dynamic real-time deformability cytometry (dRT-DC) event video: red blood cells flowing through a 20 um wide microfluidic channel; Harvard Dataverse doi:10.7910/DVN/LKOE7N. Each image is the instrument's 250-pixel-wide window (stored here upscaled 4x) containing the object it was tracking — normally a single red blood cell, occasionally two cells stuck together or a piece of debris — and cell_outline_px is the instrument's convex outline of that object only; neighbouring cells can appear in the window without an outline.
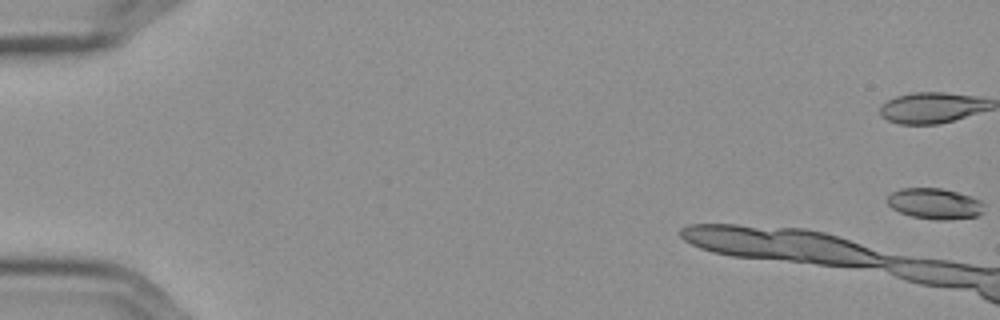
{"species": "Egyptian fruit bat (a non-hibernating species)", "species_latin": "Rousettus aegyptiacus", "temperature_condition": "cold", "stored_images_in_passage": 5, "camera_frame_rate_fps": 3000, "um_per_image_px": 0.085, "frame": {"image": 1, "passage_image": 1, "time_ms": 0.0, "image_size_px": [1000, 320], "cell_outline_px": [[984, 212], [976, 216], [944, 220], [936, 220], [912, 216], [900, 212], [892, 208], [888, 204], [888, 196], [892, 192], [900, 188], [940, 188], [956, 192], [980, 200], [984, 204]], "centroid_in_image_um": [79.45, 17.31], "position_along_channel_um": 5.5, "area_um2": 17.22}}